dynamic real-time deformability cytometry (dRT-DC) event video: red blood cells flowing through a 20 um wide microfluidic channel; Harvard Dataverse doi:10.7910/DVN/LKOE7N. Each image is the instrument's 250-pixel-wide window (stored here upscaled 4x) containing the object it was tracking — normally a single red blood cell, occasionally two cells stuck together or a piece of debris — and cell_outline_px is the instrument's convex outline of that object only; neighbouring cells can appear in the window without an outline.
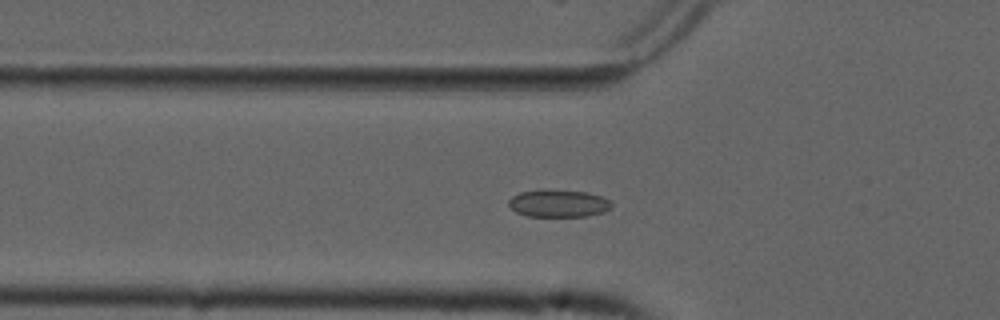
{"species": "common noctule bat (a hibernating species)", "species_latin": "Nyctalus noctula", "temperature_condition": "cold", "stored_images_in_passage": 44, "camera_frame_rate_fps": 3000, "um_per_image_px": 0.085, "animal": {"sex": "male", "forearm_length_mm": 52.5}, "frame": {"image": 1, "passage_image": 8, "time_ms": 2.333, "image_size_px": [1000, 320], "cell_outline_px": [[612, 208], [604, 212], [588, 216], [528, 216], [516, 212], [508, 204], [508, 200], [512, 196], [520, 192], [544, 188], [588, 192], [600, 196], [608, 200], [612, 204]], "centroid_in_image_um": [47.46, 17.27], "position_along_channel_um": 78.3, "area_um2": 16.7}}
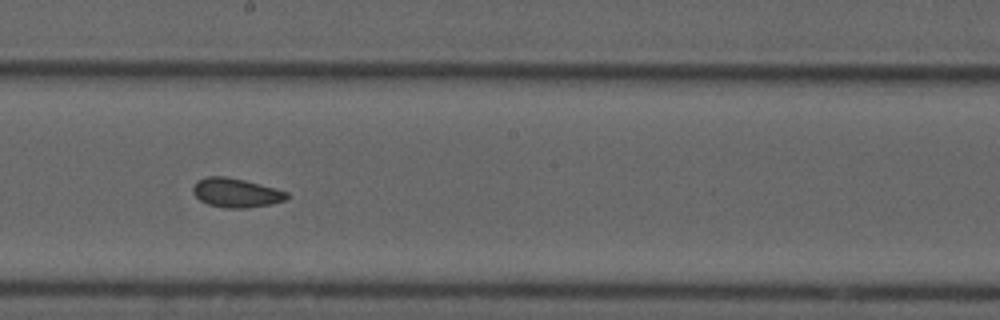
{"frame": {"image": 2, "passage_image": 20, "time_ms": 6.333, "image_size_px": [1000, 320], "cell_outline_px": [[292, 196], [284, 200], [272, 204], [248, 208], [228, 208], [208, 204], [200, 200], [192, 192], [192, 188], [196, 180], [208, 176], [224, 176], [244, 180], [260, 184], [288, 192]], "centroid_in_image_um": [20.07, 16.38], "position_along_channel_um": 228.1, "area_um2": 16.01}}
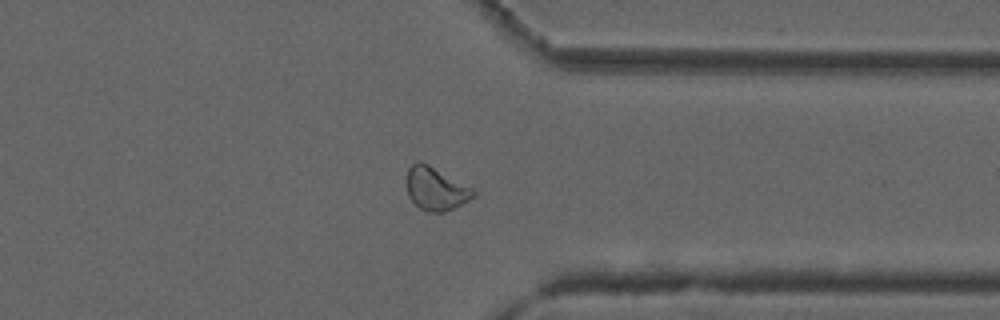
{"frame": {"image": 3, "passage_image": 32, "time_ms": 10.333, "image_size_px": [1000, 320], "cell_outline_px": [[476, 192], [468, 200], [444, 212], [428, 212], [420, 208], [408, 196], [404, 180], [408, 168], [416, 160], [420, 160], [428, 164], [472, 188]], "centroid_in_image_um": [36.96, 16.01], "position_along_channel_um": 374.4, "area_um2": 16.7}, "authors_computed_cell_mechanics": {"area_um2": 16.5886, "velocity_mm_per_s": 3.7345, "shape_relaxation_time_tau1_ms": null, "shape_relaxation_time_tau2_ms": 2.1766, "deformation_change_tau1": null, "deformation_change_tau2": 0.0658}}